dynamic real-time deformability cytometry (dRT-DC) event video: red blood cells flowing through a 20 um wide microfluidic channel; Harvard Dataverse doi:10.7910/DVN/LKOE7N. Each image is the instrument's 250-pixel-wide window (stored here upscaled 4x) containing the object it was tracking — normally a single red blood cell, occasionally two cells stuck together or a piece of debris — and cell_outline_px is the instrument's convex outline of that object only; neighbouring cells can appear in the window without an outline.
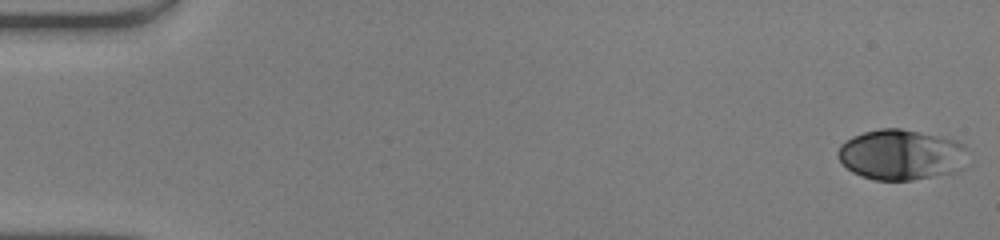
{"species": "human", "species_latin": "Homo sapiens", "temperature_condition": "warm", "stored_images_in_passage": 49, "camera_frame_rate_fps": 3000, "um_per_image_px": 0.085, "donor": {"sex": "male"}, "frame": {"image": 1, "passage_image": 1, "time_ms": 0.0, "image_size_px": [1000, 240], "cell_outline_px": [[968, 148], [956, 172], [912, 180], [876, 180], [860, 176], [852, 172], [836, 156], [836, 152], [840, 144], [852, 136], [864, 132], [880, 128], [900, 128], [956, 140], [964, 144]], "centroid_in_image_um": [76.53, 13.14], "position_along_channel_um": 8.5, "area_um2": 38.03}}
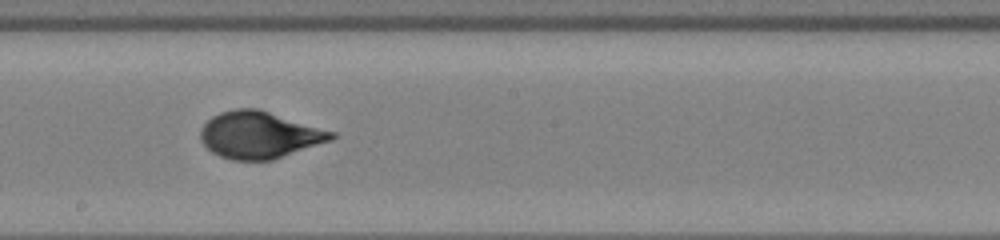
{"frame": {"image": 2, "passage_image": 28, "time_ms": 9.0, "image_size_px": [1000, 240], "cell_outline_px": [[336, 136], [332, 140], [272, 160], [232, 160], [220, 156], [212, 152], [200, 140], [200, 128], [212, 116], [220, 112], [236, 108], [256, 108], [336, 132]], "centroid_in_image_um": [22.03, 11.47], "position_along_channel_um": 226.2, "area_um2": 35.66}}
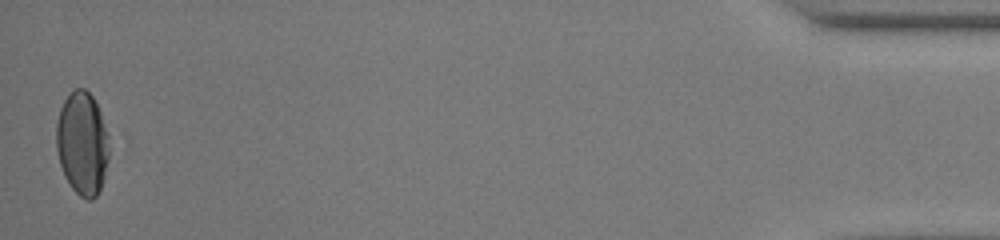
{"frame": {"image": 3, "passage_image": 49, "time_ms": 16.0, "image_size_px": [1000, 240], "cell_outline_px": [[116, 144], [104, 180], [96, 196], [92, 200], [88, 200], [80, 196], [72, 188], [64, 176], [60, 164], [56, 148], [56, 124], [60, 108], [64, 100], [76, 88], [84, 88], [92, 96]], "centroid_in_image_um": [7.09, 12.21], "position_along_channel_um": 428.1, "area_um2": 33.18}, "authors_computed_cell_mechanics": {"area_um2": 35.6626, "velocity_mm_per_s": 4.1822, "shape_relaxation_time_tau1_ms": 4.3157, "shape_relaxation_time_tau2_ms": null, "deformation_change_tau1": 0.1985, "deformation_change_tau2": null}}